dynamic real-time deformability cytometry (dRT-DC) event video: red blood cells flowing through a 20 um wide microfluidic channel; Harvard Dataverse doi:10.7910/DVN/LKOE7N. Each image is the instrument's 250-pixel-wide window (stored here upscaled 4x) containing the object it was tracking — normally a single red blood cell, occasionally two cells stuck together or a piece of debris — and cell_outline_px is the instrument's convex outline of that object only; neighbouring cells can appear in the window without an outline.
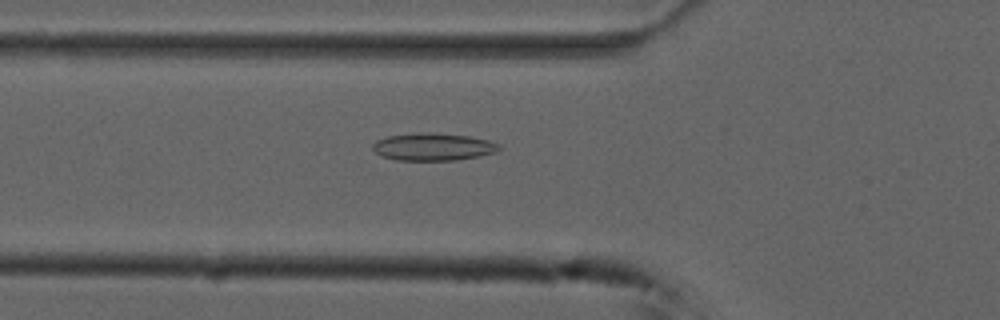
{"species": "common noctule bat (a hibernating species)", "species_latin": "Nyctalus noctula", "temperature_condition": "cold", "stored_images_in_passage": 54, "camera_frame_rate_fps": 3000, "um_per_image_px": 0.085, "animal": {"sex": "male", "forearm_length_mm": 52.5}, "frame": {"image": 1, "passage_image": 19, "time_ms": 6.0, "image_size_px": [1000, 320], "cell_outline_px": [[500, 148], [496, 152], [480, 156], [456, 160], [396, 160], [380, 156], [372, 148], [372, 144], [376, 140], [388, 136], [416, 132], [428, 132], [468, 136], [488, 140], [500, 144]], "centroid_in_image_um": [36.79, 12.48], "position_along_channel_um": 89.0, "area_um2": 20.35}}
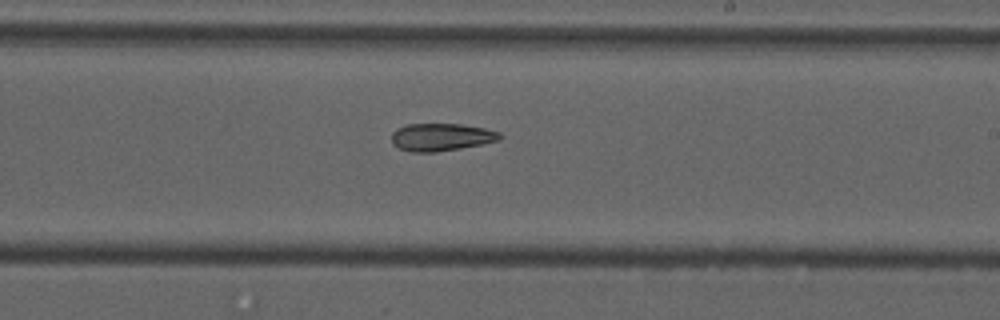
{"frame": {"image": 2, "passage_image": 32, "time_ms": 10.333, "image_size_px": [1000, 320], "cell_outline_px": [[504, 136], [500, 140], [460, 148], [436, 152], [408, 152], [392, 144], [392, 132], [396, 128], [408, 124], [460, 124], [484, 128], [500, 132]], "centroid_in_image_um": [37.49, 11.65], "position_along_channel_um": 251.5, "area_um2": 17.46}}
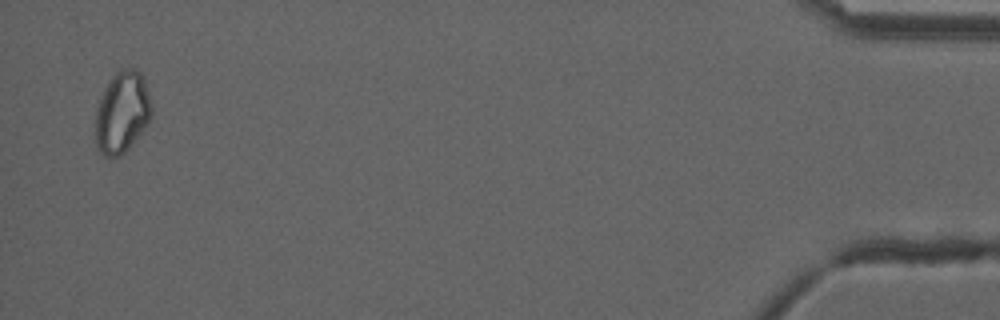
{"frame": {"image": 3, "passage_image": 53, "time_ms": 17.333, "image_size_px": [1000, 320], "cell_outline_px": [[152, 116], [144, 128], [128, 148], [120, 156], [104, 156], [96, 148], [96, 108], [104, 88], [112, 76], [120, 68], [132, 64], [140, 72], [144, 80], [152, 104]], "centroid_in_image_um": [10.38, 9.49], "position_along_channel_um": 424.8, "area_um2": 26.88}}